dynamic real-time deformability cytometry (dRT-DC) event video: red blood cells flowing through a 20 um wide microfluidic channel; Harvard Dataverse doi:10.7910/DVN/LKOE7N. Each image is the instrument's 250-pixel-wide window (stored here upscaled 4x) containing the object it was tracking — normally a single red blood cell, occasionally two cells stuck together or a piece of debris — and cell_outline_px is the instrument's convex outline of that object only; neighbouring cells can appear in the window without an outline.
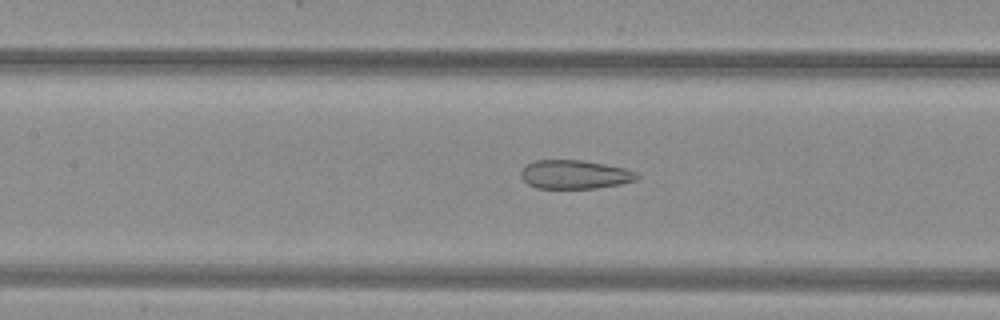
{"species": "common noctule bat (a hibernating species)", "species_latin": "Nyctalus noctula", "temperature_condition": "warm", "stored_images_in_passage": 51, "camera_frame_rate_fps": 3000, "um_per_image_px": 0.085, "animal": {"sex": "female", "body_mass_g": 29.2, "forearm_length_mm": 56.3}, "frame": {"image": 1, "passage_image": 24, "time_ms": 7.667, "image_size_px": [1000, 320], "cell_outline_px": [[640, 176], [636, 180], [620, 184], [596, 188], [536, 188], [528, 184], [520, 176], [520, 172], [528, 164], [536, 160], [584, 160], [624, 168], [636, 172]], "centroid_in_image_um": [48.86, 14.83], "position_along_channel_um": 158.5, "area_um2": 19.36}}
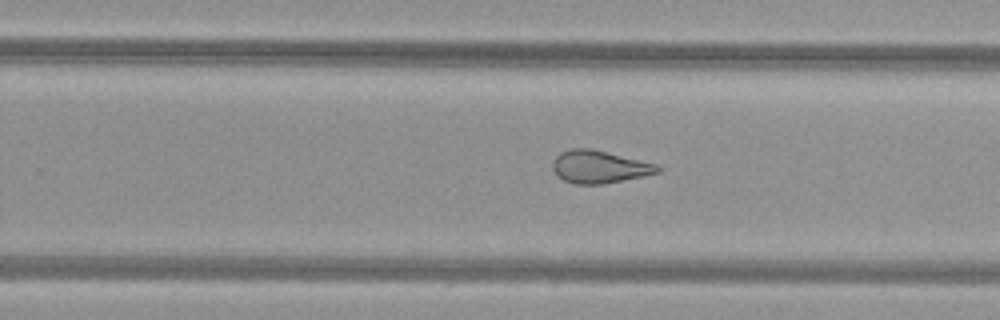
{"frame": {"image": 2, "passage_image": 33, "time_ms": 10.667, "image_size_px": [1000, 320], "cell_outline_px": [[660, 172], [644, 176], [604, 184], [572, 184], [564, 180], [552, 168], [552, 160], [560, 152], [572, 148], [592, 148], [660, 164]], "centroid_in_image_um": [50.97, 14.17], "position_along_channel_um": 278.8, "area_um2": 20.23}}
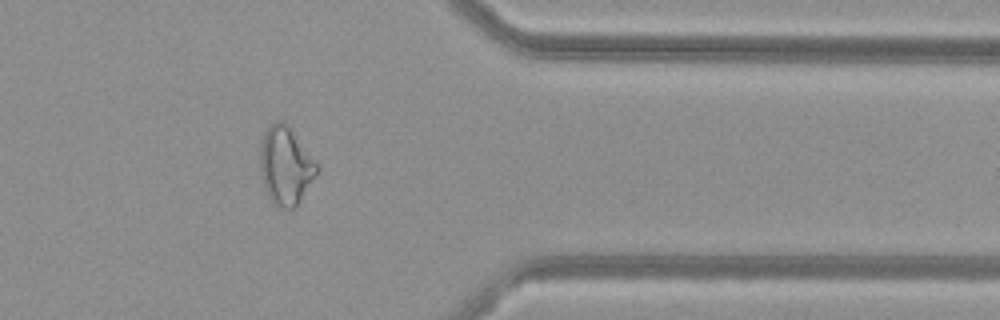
{"frame": {"image": 3, "passage_image": 42, "time_ms": 13.667, "image_size_px": [1000, 320], "cell_outline_px": [[320, 168], [300, 200], [292, 208], [284, 208], [268, 200], [260, 176], [260, 144], [264, 132], [276, 120], [284, 120], [288, 124]], "centroid_in_image_um": [24.24, 14.06], "position_along_channel_um": 387.2, "area_um2": 25.72}, "authors_computed_cell_mechanics": {"area_um2": 25.6632, "velocity_mm_per_s": 4.0288, "shape_relaxation_time_tau1_ms": null, "shape_relaxation_time_tau2_ms": 1.6739, "deformation_change_tau1": null, "deformation_change_tau2": 0.0997}}